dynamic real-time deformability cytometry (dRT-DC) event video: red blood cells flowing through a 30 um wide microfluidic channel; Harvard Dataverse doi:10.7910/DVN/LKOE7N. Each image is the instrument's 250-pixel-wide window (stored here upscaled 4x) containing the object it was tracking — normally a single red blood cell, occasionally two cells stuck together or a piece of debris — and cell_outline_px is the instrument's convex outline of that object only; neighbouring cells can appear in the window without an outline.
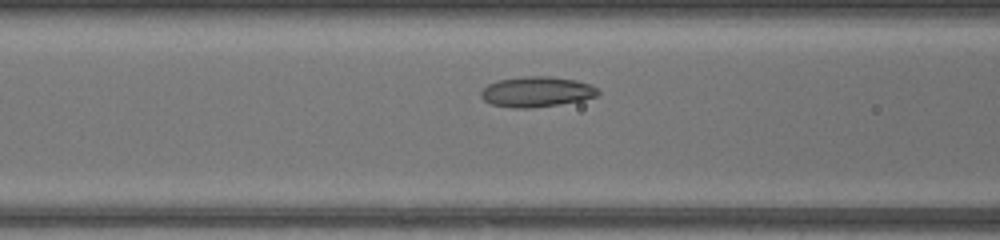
{"species": "common noctule bat (a hibernating species)", "species_latin": "Nyctalus noctula", "temperature_condition": "warm", "stored_images_in_passage": 37, "camera_frame_rate_fps": 3000, "um_per_image_px": 0.085, "animal": {"sex": "female", "body_mass_g": 17.0, "forearm_length_mm": 48.0}, "frame": {"image": 1, "passage_image": 9, "time_ms": 2.667, "image_size_px": [1000, 240], "cell_outline_px": [[600, 92], [596, 96], [580, 100], [560, 104], [528, 108], [512, 108], [492, 104], [484, 100], [480, 96], [480, 92], [488, 84], [496, 80], [524, 76], [552, 76], [576, 80], [592, 84]], "centroid_in_image_um": [45.6, 7.79], "position_along_channel_um": 121.0, "area_um2": 20.75}}
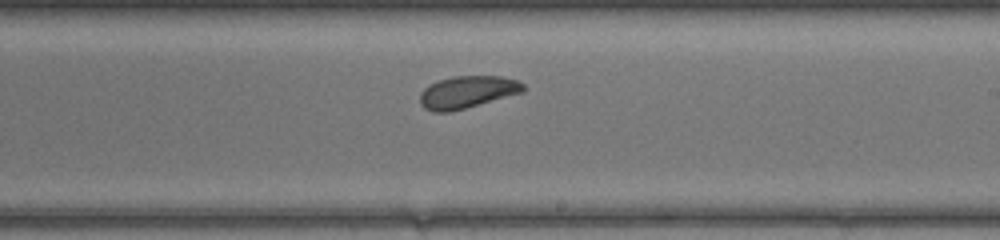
{"frame": {"image": 2, "passage_image": 18, "time_ms": 5.667, "image_size_px": [1000, 240], "cell_outline_px": [[524, 92], [464, 108], [448, 112], [432, 112], [424, 108], [420, 104], [420, 92], [424, 88], [440, 80], [452, 76], [500, 76], [520, 80], [524, 84]], "centroid_in_image_um": [39.73, 7.82], "position_along_channel_um": 249.3, "area_um2": 19.36}}
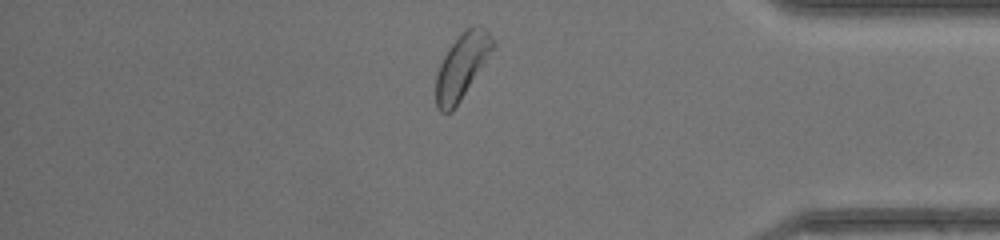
{"frame": {"image": 3, "passage_image": 30, "time_ms": 9.667, "image_size_px": [1000, 240], "cell_outline_px": [[496, 44], [460, 100], [452, 112], [440, 112], [436, 108], [436, 76], [440, 64], [448, 48], [468, 28], [476, 24], [484, 28], [488, 32]], "centroid_in_image_um": [39.24, 5.64], "position_along_channel_um": 396.0, "area_um2": 20.92}, "authors_computed_cell_mechanics": {"area_um2": 20.4612, "velocity_mm_per_s": 4.2847, "shape_relaxation_time_tau1_ms": 1.7943, "shape_relaxation_time_tau2_ms": 7.2879, "deformation_change_tau1": 0.0793, "deformation_change_tau2": 0.1529}}